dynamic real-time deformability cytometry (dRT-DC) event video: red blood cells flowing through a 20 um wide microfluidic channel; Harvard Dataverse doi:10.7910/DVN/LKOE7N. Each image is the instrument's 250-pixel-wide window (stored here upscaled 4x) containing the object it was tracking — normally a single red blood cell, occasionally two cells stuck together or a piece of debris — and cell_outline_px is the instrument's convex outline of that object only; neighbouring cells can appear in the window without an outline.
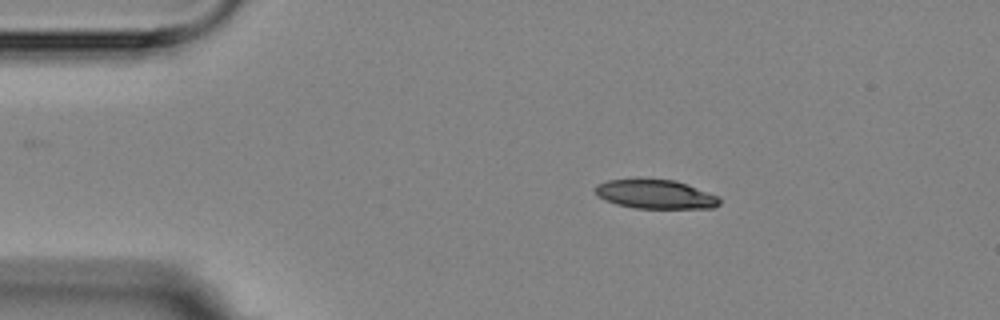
{"species": "Egyptian fruit bat (a non-hibernating species)", "species_latin": "Rousettus aegyptiacus", "temperature_condition": "room temperature", "stored_images_in_passage": 5, "camera_frame_rate_fps": 3000, "um_per_image_px": 0.085, "animal": {"sex": "female"}, "frame": {"image": 1, "passage_image": 2, "time_ms": 1.0, "image_size_px": [1000, 320], "cell_outline_px": [[720, 204], [712, 208], [632, 208], [616, 204], [604, 200], [596, 192], [596, 184], [608, 180], [636, 176], [640, 176], [676, 180], [688, 184], [720, 196]], "centroid_in_image_um": [55.7, 16.46], "position_along_channel_um": 29.3, "area_um2": 21.91}}
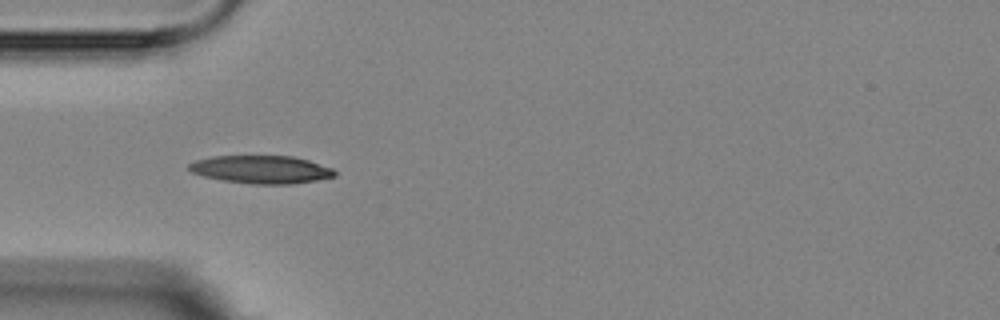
{"frame": {"image": 2, "passage_image": 4, "time_ms": 3.333, "image_size_px": [1000, 320], "cell_outline_px": [[336, 176], [316, 180], [292, 184], [252, 184], [224, 180], [204, 176], [192, 172], [188, 168], [188, 164], [196, 160], [212, 156], [292, 156], [308, 160], [332, 168], [336, 172]], "centroid_in_image_um": [22.21, 14.4], "position_along_channel_um": 62.8, "area_um2": 23.58}}
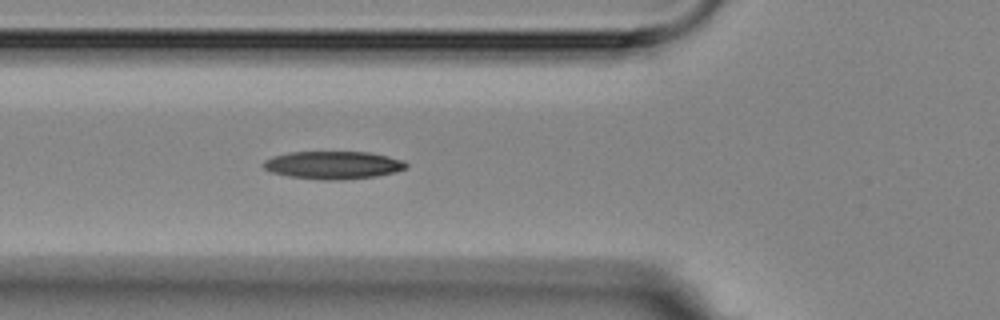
{"frame": {"image": 3, "passage_image": 5, "time_ms": 4.333, "image_size_px": [1000, 320], "cell_outline_px": [[408, 168], [396, 172], [376, 176], [340, 180], [328, 180], [288, 176], [272, 172], [264, 168], [264, 160], [272, 156], [288, 152], [368, 152], [388, 156], [404, 160], [408, 164]], "centroid_in_image_um": [28.36, 14.02], "position_along_channel_um": 97.4, "area_um2": 23.18}}